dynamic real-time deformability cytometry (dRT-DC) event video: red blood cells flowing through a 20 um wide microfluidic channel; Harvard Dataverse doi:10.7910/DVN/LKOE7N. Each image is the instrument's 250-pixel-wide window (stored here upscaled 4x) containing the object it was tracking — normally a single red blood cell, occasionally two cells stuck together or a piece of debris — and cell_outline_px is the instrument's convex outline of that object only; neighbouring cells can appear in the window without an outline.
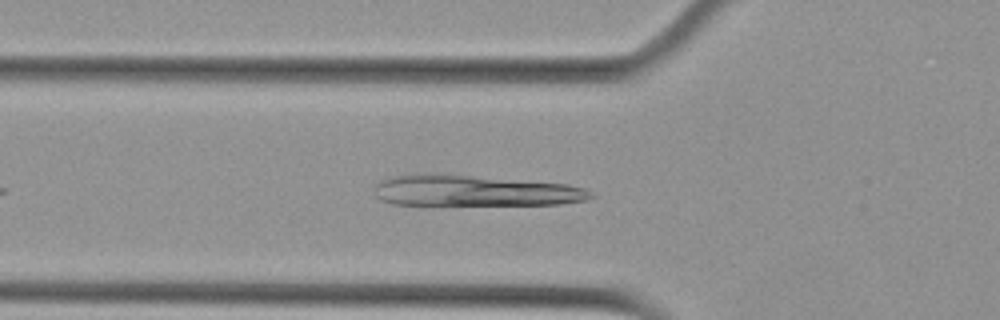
{"species": "Egyptian fruit bat (a non-hibernating species)", "species_latin": "Rousettus aegyptiacus", "temperature_condition": "cold", "stored_images_in_passage": 42, "camera_frame_rate_fps": 3000, "um_per_image_px": 0.085, "animal": {"sex": "female"}, "frame": {"image": 1, "passage_image": 7, "time_ms": 2.0, "image_size_px": [1000, 320], "cell_outline_px": [[596, 196], [588, 200], [560, 204], [440, 208], [432, 208], [392, 204], [380, 200], [376, 196], [376, 184], [380, 180], [388, 176], [432, 172], [568, 184], [584, 188], [592, 192]], "centroid_in_image_um": [40.26, 16.27], "position_along_channel_um": 85.5, "area_um2": 41.85}}
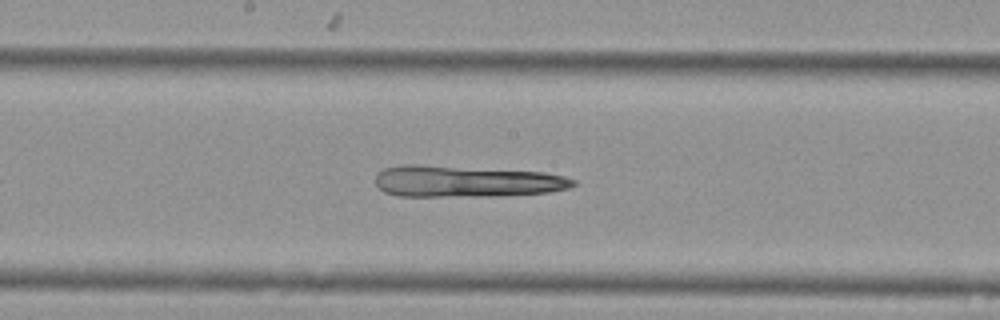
{"frame": {"image": 2, "passage_image": 17, "time_ms": 5.333, "image_size_px": [1000, 320], "cell_outline_px": [[576, 184], [568, 188], [548, 192], [500, 196], [400, 196], [384, 192], [376, 184], [376, 172], [384, 168], [404, 164], [416, 164], [544, 172], [564, 176], [576, 180]], "centroid_in_image_um": [39.61, 15.41], "position_along_channel_um": 208.6, "area_um2": 36.41}}
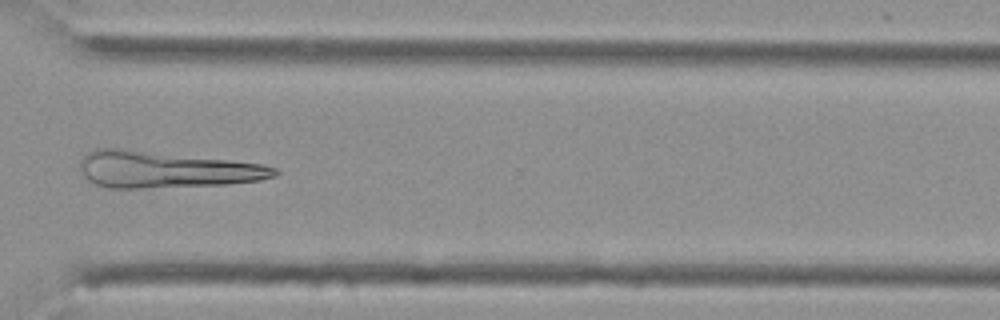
{"frame": {"image": 3, "passage_image": 29, "time_ms": 9.333, "image_size_px": [1000, 320], "cell_outline_px": [[280, 172], [276, 176], [260, 180], [224, 184], [144, 188], [108, 188], [96, 184], [88, 180], [84, 176], [80, 168], [80, 160], [92, 148], [120, 148], [264, 164], [276, 168]], "centroid_in_image_um": [14.07, 14.41], "position_along_channel_um": 356.5, "area_um2": 41.21}}